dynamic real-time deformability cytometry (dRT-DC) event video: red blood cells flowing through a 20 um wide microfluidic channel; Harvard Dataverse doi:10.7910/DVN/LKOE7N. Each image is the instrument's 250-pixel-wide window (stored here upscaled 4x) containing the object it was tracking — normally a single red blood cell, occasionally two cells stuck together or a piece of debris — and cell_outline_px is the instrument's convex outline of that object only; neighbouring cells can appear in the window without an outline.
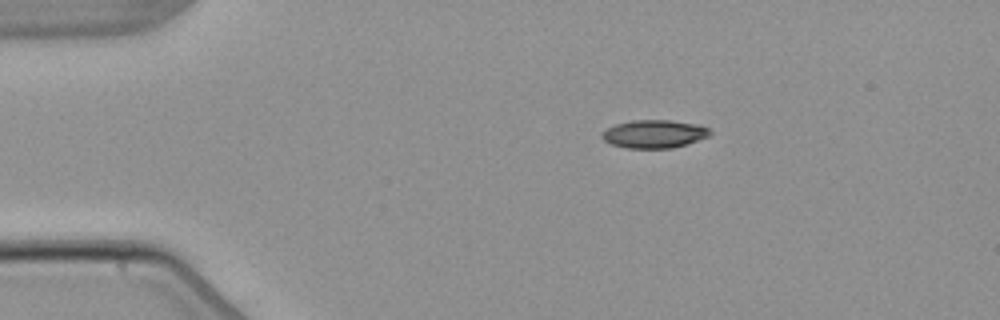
{"species": "common noctule bat (a hibernating species)", "species_latin": "Nyctalus noctula", "temperature_condition": "warm", "stored_images_in_passage": 3, "camera_frame_rate_fps": 3000, "um_per_image_px": 0.085, "animal": {"sex": "male", "body_mass_g": 21.5, "forearm_length_mm": 52.0}, "frame": {"image": 1, "passage_image": 1, "time_ms": 0.0, "image_size_px": [1000, 320], "cell_outline_px": [[712, 132], [708, 136], [688, 144], [672, 148], [628, 148], [612, 144], [604, 140], [600, 136], [608, 128], [616, 124], [632, 120], [668, 120], [696, 124], [708, 128]], "centroid_in_image_um": [55.62, 11.39], "position_along_channel_um": 29.4, "area_um2": 17.51}}
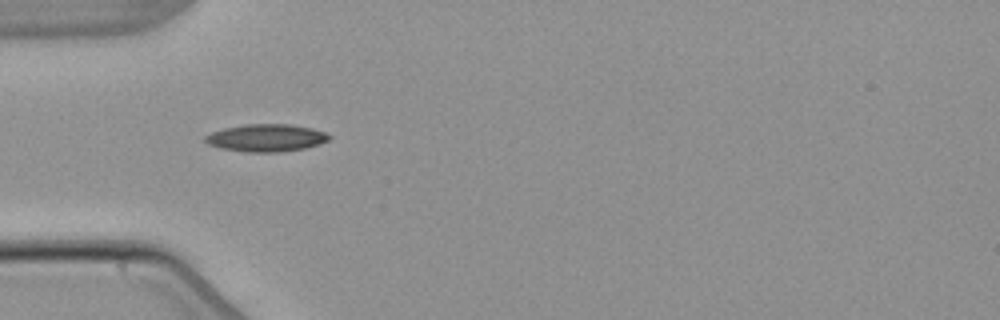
{"frame": {"image": 2, "passage_image": 3, "time_ms": 2.333, "image_size_px": [1000, 320], "cell_outline_px": [[332, 136], [328, 140], [320, 144], [304, 148], [284, 152], [248, 152], [220, 148], [208, 144], [204, 140], [204, 136], [212, 132], [224, 128], [244, 124], [288, 124], [312, 128], [324, 132]], "centroid_in_image_um": [22.62, 11.72], "position_along_channel_um": 62.4, "area_um2": 19.88}}